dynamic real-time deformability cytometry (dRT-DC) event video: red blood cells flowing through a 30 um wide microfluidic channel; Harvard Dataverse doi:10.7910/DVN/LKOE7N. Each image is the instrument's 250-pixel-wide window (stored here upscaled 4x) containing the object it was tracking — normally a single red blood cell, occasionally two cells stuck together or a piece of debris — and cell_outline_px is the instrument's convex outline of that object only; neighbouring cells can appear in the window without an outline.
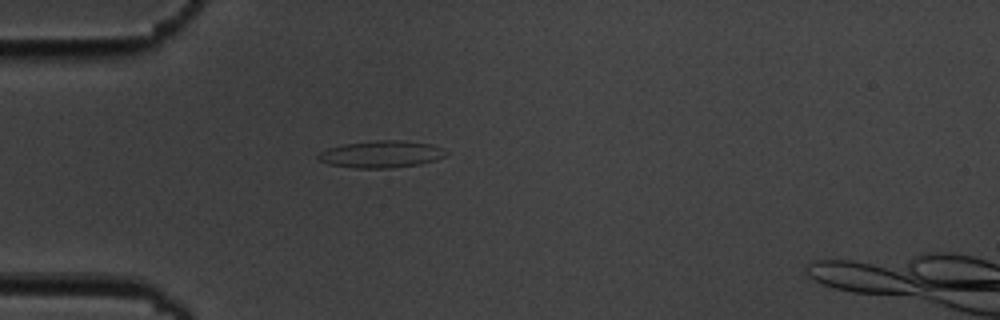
{"species": "common noctule bat (a hibernating species)", "species_latin": "Nyctalus noctula", "temperature_condition": "cold", "stored_images_in_passage": 16, "segment_of_instrument_passage": [1, 2], "camera_frame_rate_fps": 3000, "um_per_image_px": 0.085, "animal": {"sex": "male", "body_mass_g": 19.5, "forearm_length_mm": 54.6}, "frame": {"image": 1, "passage_image": 4, "time_ms": 4.333, "image_size_px": [1000, 320], "cell_outline_px": [[448, 152], [444, 156], [436, 160], [420, 164], [388, 168], [356, 168], [328, 164], [320, 160], [316, 156], [320, 152], [328, 148], [344, 144], [376, 140], [400, 140], [432, 144]], "centroid_in_image_um": [32.4, 13.1], "position_along_channel_um": 52.6, "area_um2": 20.0}}
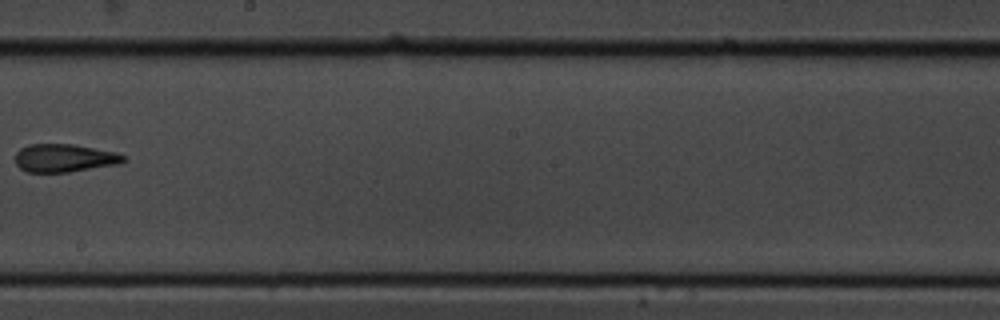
{"frame": {"image": 2, "passage_image": 9, "time_ms": 10.0, "image_size_px": [1000, 320], "cell_outline_px": [[124, 160], [120, 164], [68, 172], [28, 172], [20, 168], [16, 164], [16, 152], [20, 148], [28, 144], [72, 144], [116, 152], [124, 156]], "centroid_in_image_um": [5.45, 13.43], "position_along_channel_um": 242.8, "area_um2": 17.63}}
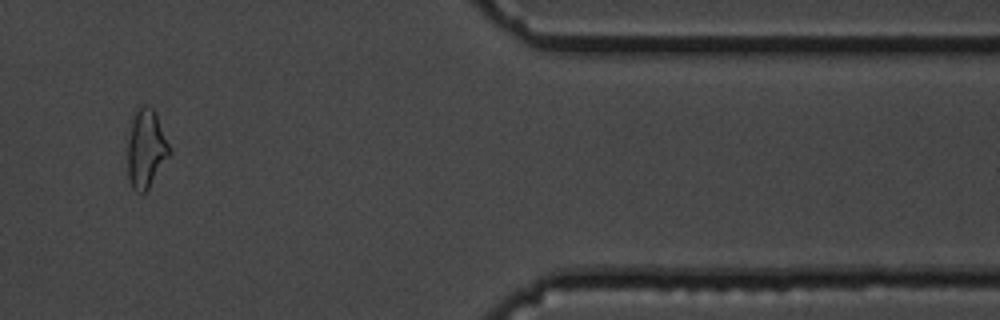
{"frame": {"image": 3, "passage_image": 13, "time_ms": 15.333, "image_size_px": [1000, 320], "cell_outline_px": [[172, 152], [148, 188], [144, 192], [136, 192], [132, 188], [128, 176], [128, 140], [132, 120], [136, 112], [144, 104], [152, 108], [156, 112]], "centroid_in_image_um": [12.43, 12.64], "position_along_channel_um": 399.0, "area_um2": 18.9}}